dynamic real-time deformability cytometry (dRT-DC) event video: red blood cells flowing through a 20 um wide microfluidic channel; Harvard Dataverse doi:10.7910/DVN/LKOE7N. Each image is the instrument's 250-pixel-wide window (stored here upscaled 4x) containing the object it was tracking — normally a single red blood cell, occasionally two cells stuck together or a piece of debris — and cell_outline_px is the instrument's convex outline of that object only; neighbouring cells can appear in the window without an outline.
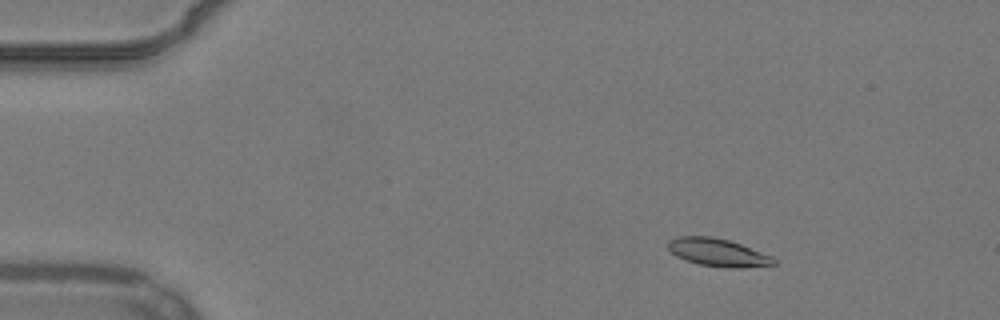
{"species": "common noctule bat (a hibernating species)", "species_latin": "Nyctalus noctula", "temperature_condition": "warm", "stored_images_in_passage": 27, "camera_frame_rate_fps": 3000, "um_per_image_px": 0.085, "animal": {"sex": "male", "body_mass_g": 19.2, "forearm_length_mm": 51.8}, "frame": {"image": 1, "passage_image": 8, "time_ms": 2.333, "image_size_px": [1000, 320], "cell_outline_px": [[776, 264], [740, 268], [728, 268], [700, 264], [676, 256], [668, 248], [668, 240], [680, 236], [712, 236], [728, 240], [740, 244], [772, 256], [776, 260]], "centroid_in_image_um": [61.02, 21.45], "position_along_channel_um": 24.0, "area_um2": 16.94}}
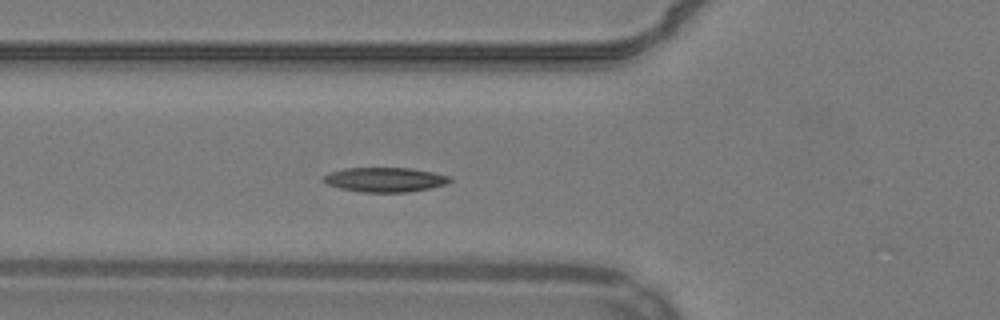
{"frame": {"image": 2, "passage_image": 20, "time_ms": 6.333, "image_size_px": [1000, 320], "cell_outline_px": [[452, 180], [444, 184], [428, 188], [404, 192], [364, 192], [340, 188], [328, 184], [324, 180], [324, 176], [328, 172], [344, 168], [412, 168], [432, 172], [448, 176]], "centroid_in_image_um": [32.69, 15.26], "position_along_channel_um": 93.1, "area_um2": 17.74}}
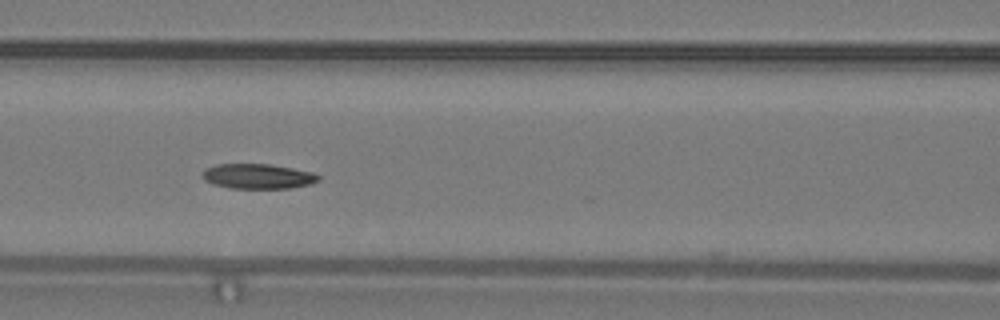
{"frame": {"image": 3, "passage_image": 24, "time_ms": 7.667, "image_size_px": [1000, 320], "cell_outline_px": [[320, 180], [308, 184], [292, 188], [232, 188], [212, 184], [204, 180], [200, 176], [204, 168], [216, 164], [268, 164], [292, 168], [312, 172], [320, 176]], "centroid_in_image_um": [21.86, 14.98], "position_along_channel_um": 144.7, "area_um2": 16.94}}